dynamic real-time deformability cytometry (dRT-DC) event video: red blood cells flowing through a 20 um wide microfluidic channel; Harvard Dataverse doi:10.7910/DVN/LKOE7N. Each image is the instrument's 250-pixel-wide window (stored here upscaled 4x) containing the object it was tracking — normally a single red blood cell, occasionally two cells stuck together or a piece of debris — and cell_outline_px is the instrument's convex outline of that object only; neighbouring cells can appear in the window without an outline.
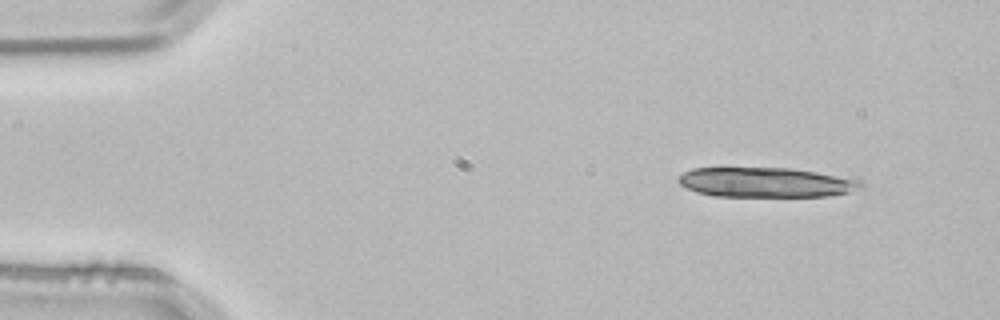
{"species": "common noctule bat (a hibernating species)", "species_latin": "Nyctalus noctula", "temperature_condition": "room temperature", "stored_images_in_passage": 2, "camera_frame_rate_fps": 3000, "um_per_image_px": 0.085, "animal": {"sex": "male", "body_mass_g": 21.5, "forearm_length_mm": 52.0}, "frame": {"image": 1, "passage_image": 1, "time_ms": 0.0, "image_size_px": [1000, 320], "cell_outline_px": [[864, 188], [848, 192], [828, 196], [716, 196], [696, 192], [680, 184], [676, 180], [676, 176], [692, 168], [792, 168], [816, 172], [860, 180], [864, 184]], "centroid_in_image_um": [65.08, 15.5], "position_along_channel_um": 19.9, "area_um2": 31.67}}